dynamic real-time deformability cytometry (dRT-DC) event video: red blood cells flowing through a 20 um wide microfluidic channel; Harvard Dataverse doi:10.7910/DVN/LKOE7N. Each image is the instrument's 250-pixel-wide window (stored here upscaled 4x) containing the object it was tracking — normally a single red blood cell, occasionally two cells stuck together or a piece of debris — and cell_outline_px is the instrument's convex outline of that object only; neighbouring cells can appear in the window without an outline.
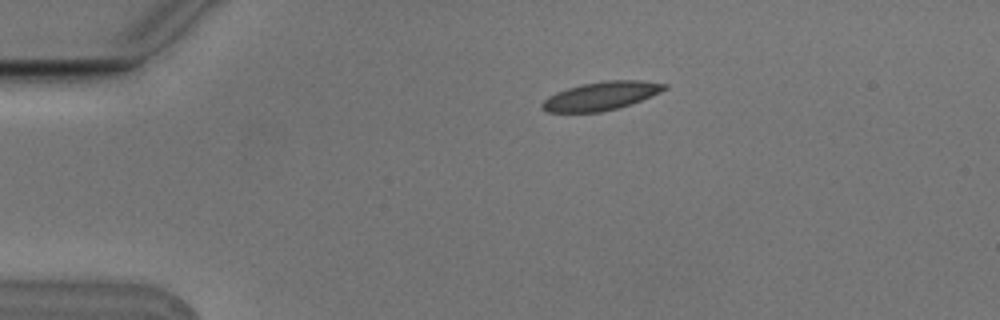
{"species": "Egyptian fruit bat (a non-hibernating species)", "species_latin": "Rousettus aegyptiacus", "temperature_condition": "cold", "stored_images_in_passage": 3, "camera_frame_rate_fps": 3000, "um_per_image_px": 0.085, "animal": {"sex": "male"}, "frame": {"image": 1, "passage_image": 1, "time_ms": 0.0, "image_size_px": [1000, 320], "cell_outline_px": [[668, 88], [660, 92], [632, 104], [600, 112], [548, 112], [540, 108], [540, 104], [548, 96], [556, 92], [580, 84], [604, 80], [640, 80], [668, 84]], "centroid_in_image_um": [51.08, 8.15], "position_along_channel_um": 33.9, "area_um2": 20.35}}